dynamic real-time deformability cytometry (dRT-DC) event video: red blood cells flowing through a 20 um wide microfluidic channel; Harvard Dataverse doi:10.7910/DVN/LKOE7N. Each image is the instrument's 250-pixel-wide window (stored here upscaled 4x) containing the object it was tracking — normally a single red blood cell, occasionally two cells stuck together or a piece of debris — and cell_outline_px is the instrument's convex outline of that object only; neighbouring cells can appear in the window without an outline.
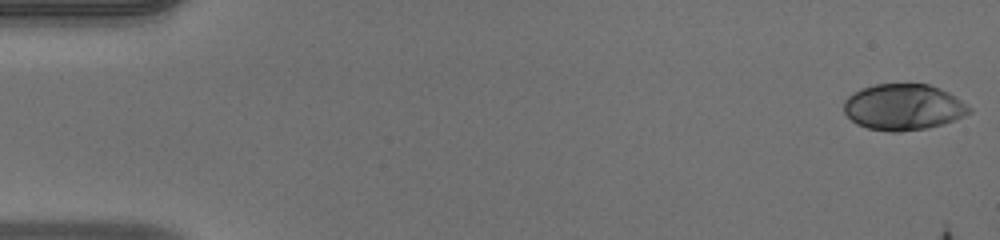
{"species": "human", "species_latin": "Homo sapiens", "temperature_condition": "warm", "stored_images_in_passage": 4, "camera_frame_rate_fps": 3000, "um_per_image_px": 0.085, "donor": {"sex": "male"}, "frame": {"image": 1, "passage_image": 1, "time_ms": 0.0, "image_size_px": [1000, 240], "cell_outline_px": [[972, 112], [956, 120], [944, 124], [928, 128], [900, 132], [892, 132], [868, 128], [856, 124], [844, 112], [844, 100], [852, 92], [876, 84], [928, 84], [940, 88], [948, 92], [972, 108]], "centroid_in_image_um": [76.8, 9.11], "position_along_channel_um": 8.2, "area_um2": 33.81}}